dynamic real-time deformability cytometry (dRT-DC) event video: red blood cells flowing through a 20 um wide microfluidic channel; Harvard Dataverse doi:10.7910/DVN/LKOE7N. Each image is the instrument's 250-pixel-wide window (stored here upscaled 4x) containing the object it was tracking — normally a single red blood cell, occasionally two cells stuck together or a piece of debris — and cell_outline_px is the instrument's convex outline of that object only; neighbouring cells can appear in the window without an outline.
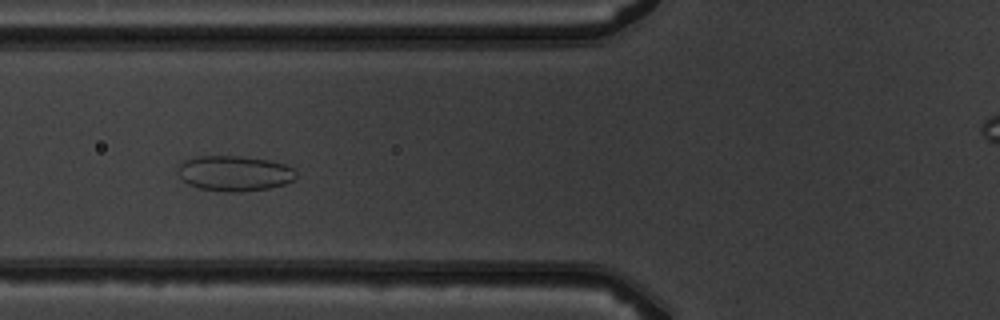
{"species": "common noctule bat (a hibernating species)", "species_latin": "Nyctalus noctula", "temperature_condition": "warm", "stored_images_in_passage": 7, "camera_frame_rate_fps": 3000, "um_per_image_px": 0.085, "animal": {"sex": "male", "body_mass_g": 19.5, "forearm_length_mm": 54.6}, "frame": {"image": 1, "passage_image": 5, "time_ms": 4.667, "image_size_px": [1000, 320], "cell_outline_px": [[296, 180], [284, 184], [268, 188], [236, 192], [224, 192], [200, 188], [188, 184], [176, 172], [180, 164], [184, 160], [196, 156], [240, 156], [268, 160], [284, 164], [296, 168]], "centroid_in_image_um": [19.94, 14.73], "position_along_channel_um": 105.9, "area_um2": 24.45}}